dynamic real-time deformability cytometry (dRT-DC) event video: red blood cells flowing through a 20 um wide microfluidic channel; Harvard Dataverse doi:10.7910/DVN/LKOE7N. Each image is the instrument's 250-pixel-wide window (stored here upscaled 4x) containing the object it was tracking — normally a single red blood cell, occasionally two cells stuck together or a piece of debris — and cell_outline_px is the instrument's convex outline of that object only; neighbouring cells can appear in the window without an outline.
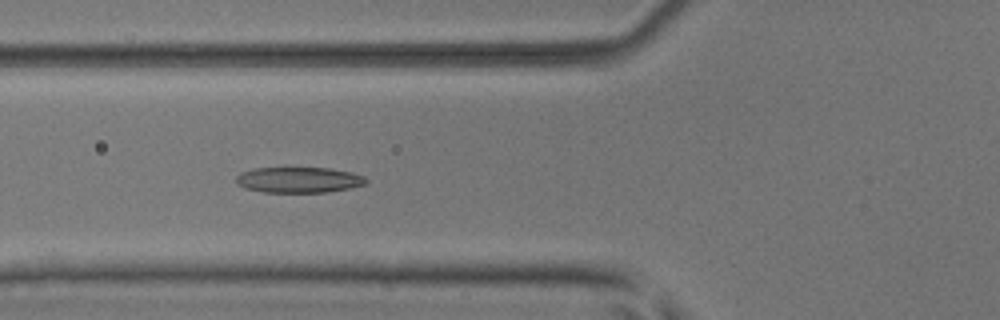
{"species": "common noctule bat (a hibernating species)", "species_latin": "Nyctalus noctula", "temperature_condition": "room temperature", "stored_images_in_passage": 20, "camera_frame_rate_fps": 3000, "um_per_image_px": 0.085, "animal": {"sex": "male", "body_mass_g": 17.9, "forearm_length_mm": 54.2}, "frame": {"image": 1, "passage_image": 4, "time_ms": 1.0, "image_size_px": [1000, 320], "cell_outline_px": [[368, 184], [352, 188], [328, 192], [264, 192], [244, 188], [236, 184], [236, 176], [240, 172], [252, 168], [328, 168], [352, 172], [364, 176], [368, 180]], "centroid_in_image_um": [25.41, 15.29], "position_along_channel_um": 100.4, "area_um2": 19.71}}
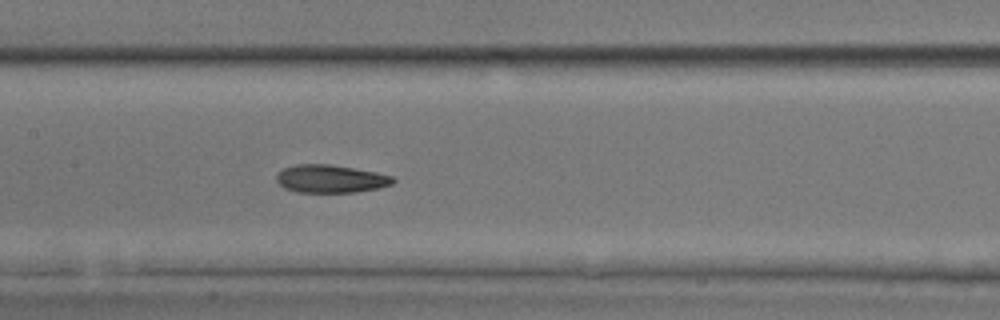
{"frame": {"image": 2, "passage_image": 10, "time_ms": 3.0, "image_size_px": [1000, 320], "cell_outline_px": [[396, 180], [392, 184], [380, 188], [356, 192], [296, 192], [284, 188], [276, 180], [276, 176], [284, 168], [296, 164], [328, 164], [376, 172], [392, 176]], "centroid_in_image_um": [28.11, 15.2], "position_along_channel_um": 179.3, "area_um2": 18.9}}
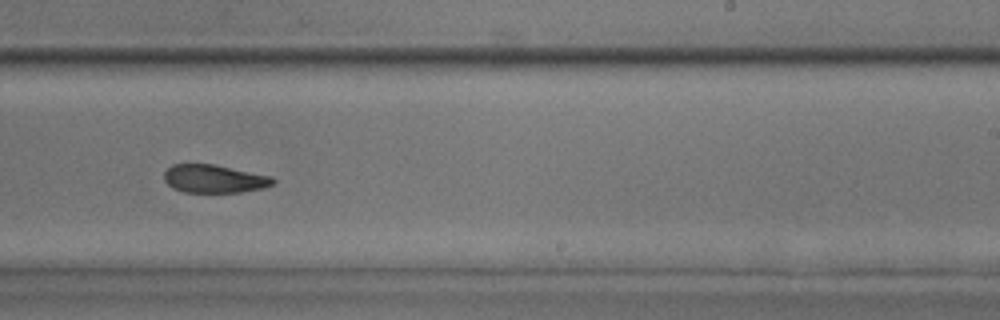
{"frame": {"image": 3, "passage_image": 17, "time_ms": 5.333, "image_size_px": [1000, 320], "cell_outline_px": [[276, 184], [264, 188], [240, 192], [184, 192], [172, 188], [164, 180], [164, 172], [172, 164], [216, 164], [272, 176], [276, 180]], "centroid_in_image_um": [18.24, 15.19], "position_along_channel_um": 270.8, "area_um2": 18.09}}